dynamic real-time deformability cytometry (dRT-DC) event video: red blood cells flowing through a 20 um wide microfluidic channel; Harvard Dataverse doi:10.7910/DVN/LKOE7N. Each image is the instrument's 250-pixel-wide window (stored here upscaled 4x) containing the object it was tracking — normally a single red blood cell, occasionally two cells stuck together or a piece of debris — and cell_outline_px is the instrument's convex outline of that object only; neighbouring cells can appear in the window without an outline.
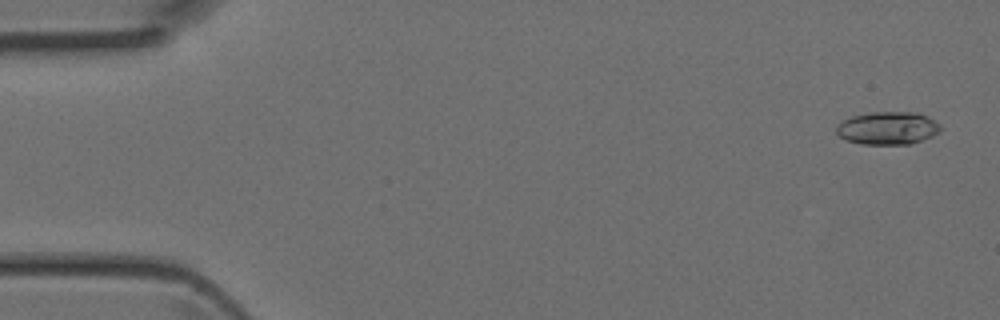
{"species": "Egyptian fruit bat (a non-hibernating species)", "species_latin": "Rousettus aegyptiacus", "temperature_condition": "room temperature", "stored_images_in_passage": 6, "camera_frame_rate_fps": 3000, "um_per_image_px": 0.085, "animal": {"sex": "female"}, "frame": {"image": 1, "passage_image": 6, "time_ms": 1.667, "image_size_px": [1000, 320], "cell_outline_px": [[940, 132], [932, 136], [908, 144], [860, 144], [848, 140], [840, 136], [836, 132], [836, 128], [844, 120], [852, 116], [872, 112], [916, 112], [928, 116], [940, 124]], "centroid_in_image_um": [75.48, 10.88], "position_along_channel_um": 9.5, "area_um2": 19.77}}